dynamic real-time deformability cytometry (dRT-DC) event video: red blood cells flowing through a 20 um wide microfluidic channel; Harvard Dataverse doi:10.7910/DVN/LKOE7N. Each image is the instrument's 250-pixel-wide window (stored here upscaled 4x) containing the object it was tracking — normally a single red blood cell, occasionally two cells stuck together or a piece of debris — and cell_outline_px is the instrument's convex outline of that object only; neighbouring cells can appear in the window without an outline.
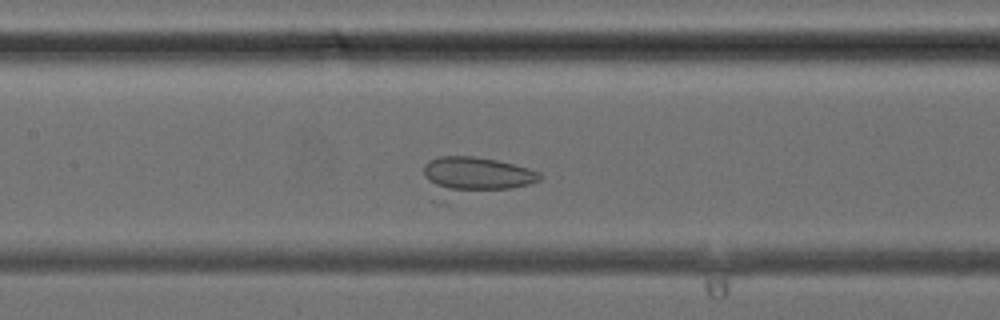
{"species": "common noctule bat (a hibernating species)", "species_latin": "Nyctalus noctula", "temperature_condition": "cold", "stored_images_in_passage": 38, "camera_frame_rate_fps": 3000, "um_per_image_px": 0.085, "animal": {"sex": "female", "body_mass_g": 24.6, "forearm_length_mm": 56.2}, "frame": {"image": 1, "passage_image": 17, "time_ms": 5.333, "image_size_px": [1000, 320], "cell_outline_px": [[544, 176], [540, 180], [528, 184], [512, 188], [440, 188], [428, 180], [424, 176], [424, 164], [428, 160], [440, 156], [472, 156], [496, 160], [528, 168], [540, 172]], "centroid_in_image_um": [40.56, 14.72], "position_along_channel_um": 166.8, "area_um2": 21.79}}
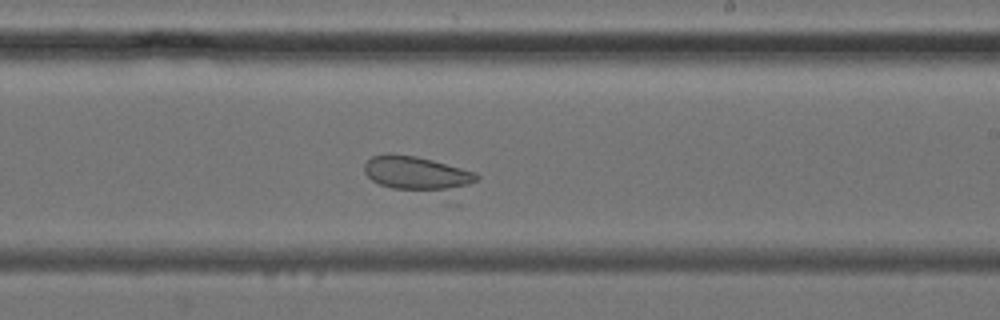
{"frame": {"image": 2, "passage_image": 22, "time_ms": 7.0, "image_size_px": [1000, 320], "cell_outline_px": [[480, 176], [476, 180], [460, 188], [392, 188], [380, 184], [372, 180], [364, 172], [364, 164], [372, 156], [388, 152], [392, 152], [416, 156], [432, 160], [476, 172]], "centroid_in_image_um": [35.35, 14.65], "position_along_channel_um": 253.7, "area_um2": 21.39}}
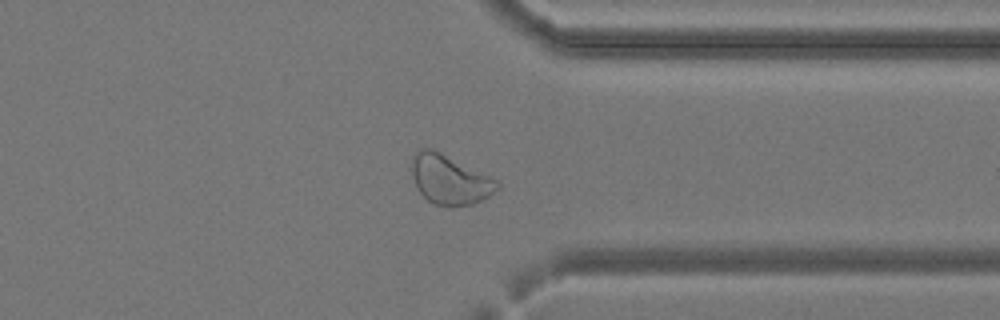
{"frame": {"image": 3, "passage_image": 29, "time_ms": 9.333, "image_size_px": [1000, 320], "cell_outline_px": [[500, 188], [488, 196], [472, 204], [452, 208], [448, 208], [436, 204], [428, 200], [420, 192], [412, 176], [412, 156], [416, 152], [424, 148], [432, 148], [496, 180], [500, 184]], "centroid_in_image_um": [38.21, 15.29], "position_along_channel_um": 373.2, "area_um2": 24.28}}